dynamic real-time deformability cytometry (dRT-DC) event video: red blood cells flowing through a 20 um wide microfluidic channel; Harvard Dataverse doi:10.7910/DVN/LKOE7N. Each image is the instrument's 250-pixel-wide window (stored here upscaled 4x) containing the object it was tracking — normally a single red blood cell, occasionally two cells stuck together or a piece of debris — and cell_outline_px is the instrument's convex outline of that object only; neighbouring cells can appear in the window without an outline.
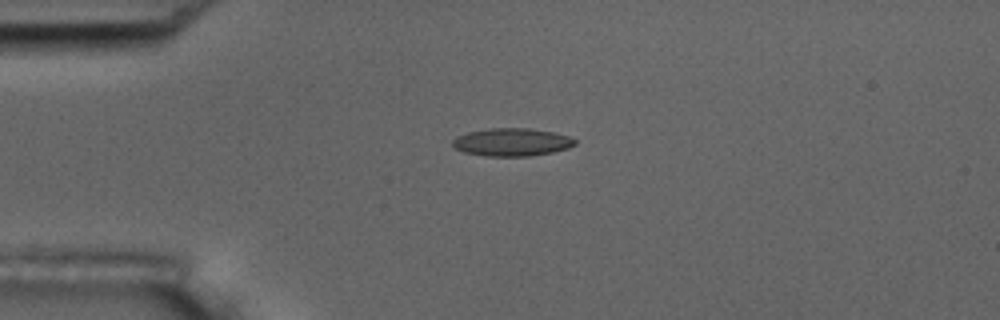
{"species": "common noctule bat (a hibernating species)", "species_latin": "Nyctalus noctula", "temperature_condition": "room temperature", "stored_images_in_passage": 1, "camera_frame_rate_fps": 3000, "um_per_image_px": 0.085, "animal": {"sex": "male", "body_mass_g": 17.5, "forearm_length_mm": 52.3}, "frame": {"image": 1, "passage_image": 1, "time_ms": 0.0, "image_size_px": [1000, 320], "cell_outline_px": [[576, 144], [568, 148], [552, 152], [528, 156], [488, 156], [464, 152], [456, 148], [452, 144], [452, 140], [456, 136], [468, 132], [488, 128], [528, 128], [552, 132], [568, 136], [576, 140]], "centroid_in_image_um": [43.49, 12.07], "position_along_channel_um": 41.5, "area_um2": 19.77}}